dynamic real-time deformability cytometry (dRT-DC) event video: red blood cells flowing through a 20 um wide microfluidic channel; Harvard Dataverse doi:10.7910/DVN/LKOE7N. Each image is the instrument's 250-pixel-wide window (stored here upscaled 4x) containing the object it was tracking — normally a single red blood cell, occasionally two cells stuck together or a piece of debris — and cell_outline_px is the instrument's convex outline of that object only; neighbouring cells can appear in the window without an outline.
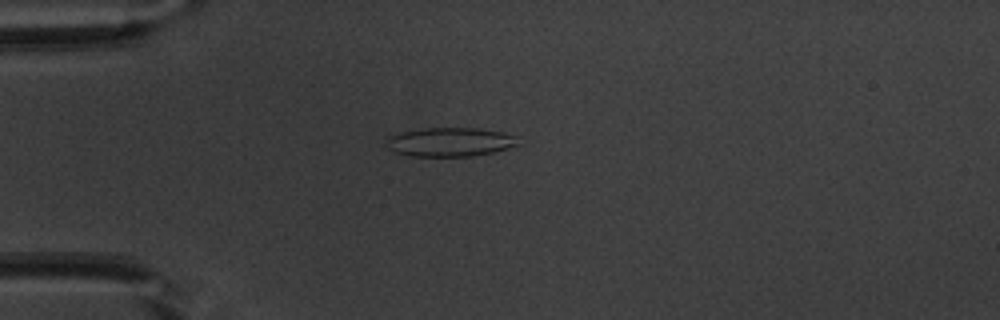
{"species": "common noctule bat (a hibernating species)", "species_latin": "Nyctalus noctula", "temperature_condition": "warm", "stored_images_in_passage": 50, "camera_frame_rate_fps": 3000, "um_per_image_px": 0.085, "animal": {"sex": "male", "body_mass_g": 20.1, "forearm_length_mm": 53.5}, "frame": {"image": 1, "passage_image": 11, "time_ms": 3.333, "image_size_px": [1000, 320], "cell_outline_px": [[524, 144], [492, 152], [472, 156], [412, 156], [396, 152], [388, 148], [388, 136], [400, 132], [424, 128], [476, 128], [504, 132], [516, 136]], "centroid_in_image_um": [38.33, 12.06], "position_along_channel_um": 46.7, "area_um2": 22.31}}
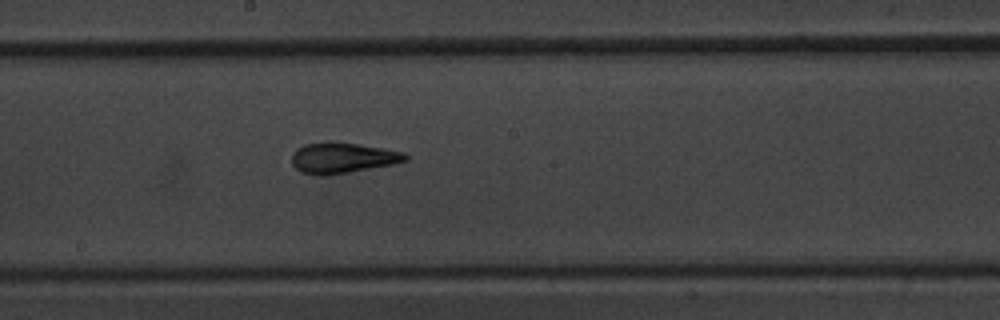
{"frame": {"image": 2, "passage_image": 26, "time_ms": 8.333, "image_size_px": [1000, 320], "cell_outline_px": [[408, 160], [392, 164], [348, 172], [324, 176], [316, 176], [300, 172], [292, 164], [292, 152], [296, 148], [304, 144], [328, 140], [332, 140], [384, 148], [404, 152], [408, 156]], "centroid_in_image_um": [29.06, 13.4], "position_along_channel_um": 219.1, "area_um2": 20.63}}
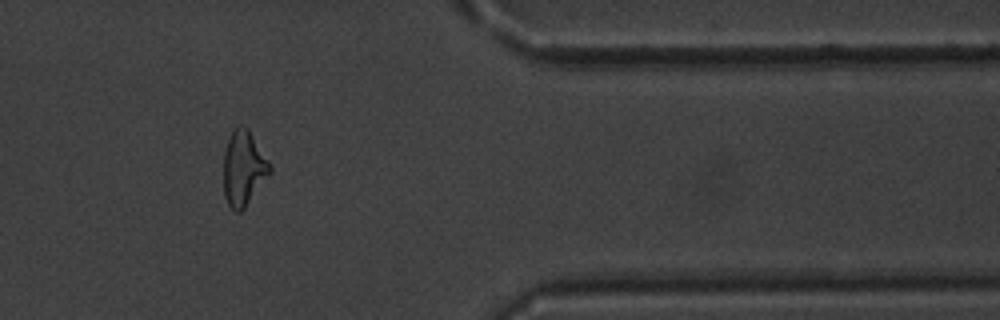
{"frame": {"image": 3, "passage_image": 41, "time_ms": 13.333, "image_size_px": [1000, 320], "cell_outline_px": [[272, 172], [244, 208], [240, 212], [236, 212], [228, 204], [224, 196], [224, 152], [228, 136], [240, 124], [248, 128], [268, 160], [272, 168]], "centroid_in_image_um": [20.7, 14.3], "position_along_channel_um": 390.7, "area_um2": 20.17}, "authors_computed_cell_mechanics": {"area_um2": 20.5768, "velocity_mm_per_s": 3.8105, "shape_relaxation_time_tau1_ms": 4.6118, "shape_relaxation_time_tau2_ms": 2.0919, "deformation_change_tau1": 0.1679, "deformation_change_tau2": 0.129}}